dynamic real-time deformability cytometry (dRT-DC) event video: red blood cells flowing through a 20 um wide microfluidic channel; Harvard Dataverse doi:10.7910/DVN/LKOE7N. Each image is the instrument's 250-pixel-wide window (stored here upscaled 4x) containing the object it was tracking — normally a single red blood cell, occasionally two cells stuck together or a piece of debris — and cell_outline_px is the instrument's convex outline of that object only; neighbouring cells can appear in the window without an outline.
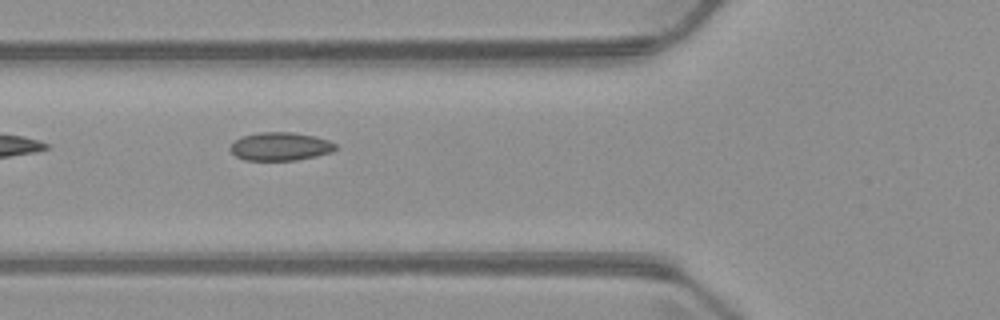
{"species": "common noctule bat (a hibernating species)", "species_latin": "Nyctalus noctula", "temperature_condition": "warm", "stored_images_in_passage": 9, "camera_frame_rate_fps": 3000, "um_per_image_px": 0.085, "animal": {"sex": "male", "body_mass_g": 23.1, "forearm_length_mm": 52.7}, "frame": {"image": 1, "passage_image": 7, "time_ms": 8.333, "image_size_px": [1000, 320], "cell_outline_px": [[336, 148], [332, 152], [316, 156], [296, 160], [244, 160], [236, 156], [228, 148], [240, 136], [260, 132], [292, 132], [316, 136], [328, 140], [336, 144]], "centroid_in_image_um": [23.82, 12.44], "position_along_channel_um": 102.0, "area_um2": 17.4}}
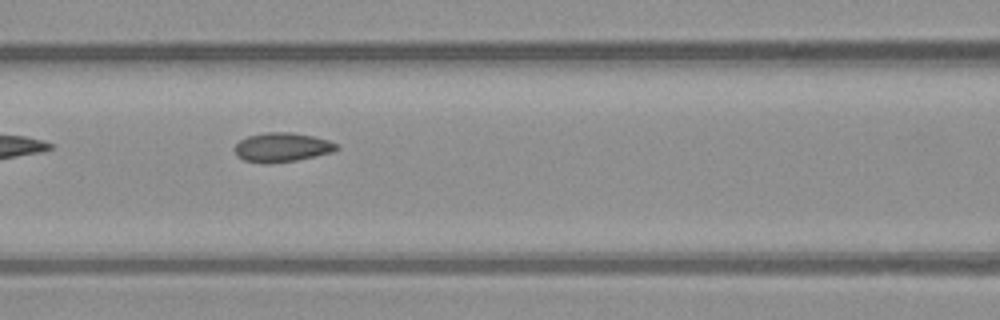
{"frame": {"image": 2, "passage_image": 8, "time_ms": 9.333, "image_size_px": [1000, 320], "cell_outline_px": [[340, 148], [332, 152], [316, 156], [296, 160], [268, 164], [264, 164], [244, 160], [236, 156], [232, 148], [240, 140], [248, 136], [264, 132], [292, 132], [312, 136], [328, 140], [340, 144]], "centroid_in_image_um": [23.95, 12.52], "position_along_channel_um": 142.6, "area_um2": 17.63}}
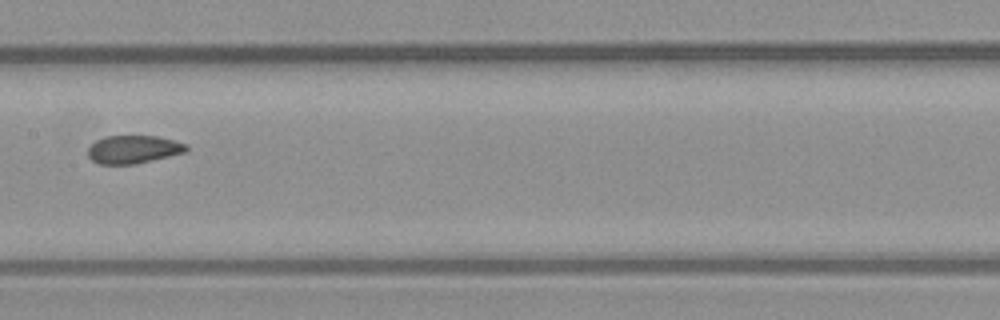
{"frame": {"image": 3, "passage_image": 9, "time_ms": 10.667, "image_size_px": [1000, 320], "cell_outline_px": [[188, 152], [136, 164], [100, 164], [92, 160], [88, 156], [88, 148], [96, 140], [104, 136], [156, 136], [188, 144]], "centroid_in_image_um": [11.36, 12.7], "position_along_channel_um": 196.0, "area_um2": 16.18}}